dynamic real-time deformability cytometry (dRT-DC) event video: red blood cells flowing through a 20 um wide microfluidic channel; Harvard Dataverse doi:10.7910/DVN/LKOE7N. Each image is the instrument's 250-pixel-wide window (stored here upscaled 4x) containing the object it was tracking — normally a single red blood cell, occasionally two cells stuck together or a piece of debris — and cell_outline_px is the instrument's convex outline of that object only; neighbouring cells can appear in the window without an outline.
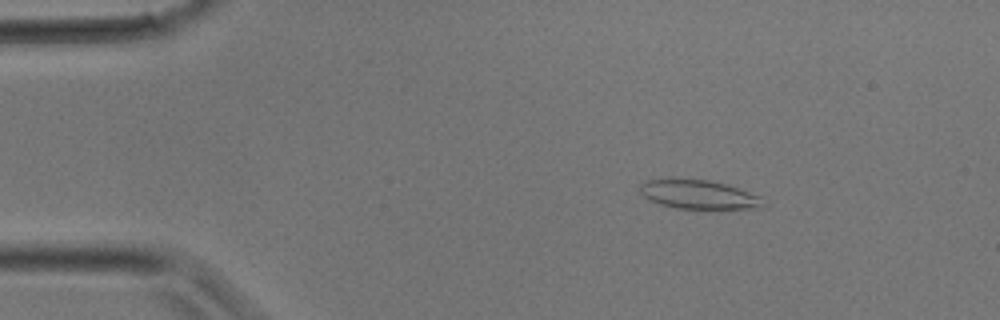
{"species": "common noctule bat (a hibernating species)", "species_latin": "Nyctalus noctula", "temperature_condition": "room temperature", "stored_images_in_passage": 30, "camera_frame_rate_fps": 3000, "um_per_image_px": 0.085, "animal": {"sex": "male", "body_mass_g": 17.9}, "frame": {"image": 1, "passage_image": 4, "time_ms": 1.0, "image_size_px": [1000, 320], "cell_outline_px": [[764, 208], [676, 208], [660, 204], [648, 200], [640, 192], [640, 184], [644, 180], [708, 180], [728, 184], [764, 196]], "centroid_in_image_um": [59.46, 16.54], "position_along_channel_um": 25.5, "area_um2": 20.69}}
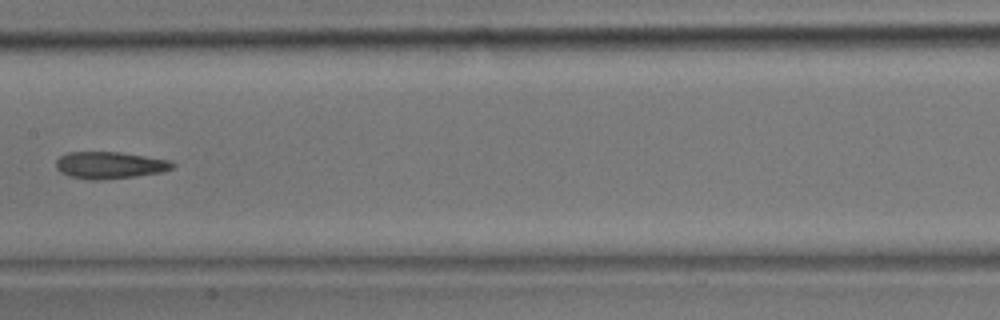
{"frame": {"image": 2, "passage_image": 15, "time_ms": 4.667, "image_size_px": [1000, 320], "cell_outline_px": [[176, 164], [172, 168], [164, 172], [136, 176], [96, 180], [88, 180], [68, 176], [60, 172], [56, 168], [56, 160], [60, 156], [68, 152], [120, 152], [172, 160]], "centroid_in_image_um": [9.34, 14.04], "position_along_channel_um": 198.1, "area_um2": 18.5}}
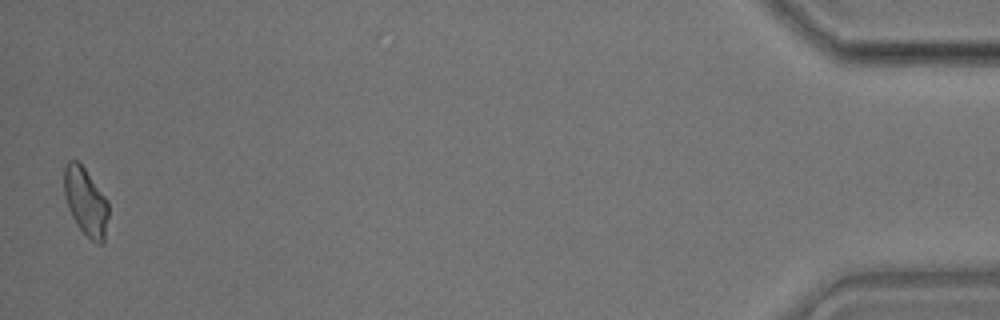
{"frame": {"image": 3, "passage_image": 30, "time_ms": 9.667, "image_size_px": [1000, 320], "cell_outline_px": [[108, 216], [104, 244], [100, 244], [92, 240], [76, 224], [68, 208], [64, 196], [64, 164], [68, 160], [76, 160], [84, 168], [108, 200]], "centroid_in_image_um": [7.28, 17.13], "position_along_channel_um": 427.9, "area_um2": 17.51}}